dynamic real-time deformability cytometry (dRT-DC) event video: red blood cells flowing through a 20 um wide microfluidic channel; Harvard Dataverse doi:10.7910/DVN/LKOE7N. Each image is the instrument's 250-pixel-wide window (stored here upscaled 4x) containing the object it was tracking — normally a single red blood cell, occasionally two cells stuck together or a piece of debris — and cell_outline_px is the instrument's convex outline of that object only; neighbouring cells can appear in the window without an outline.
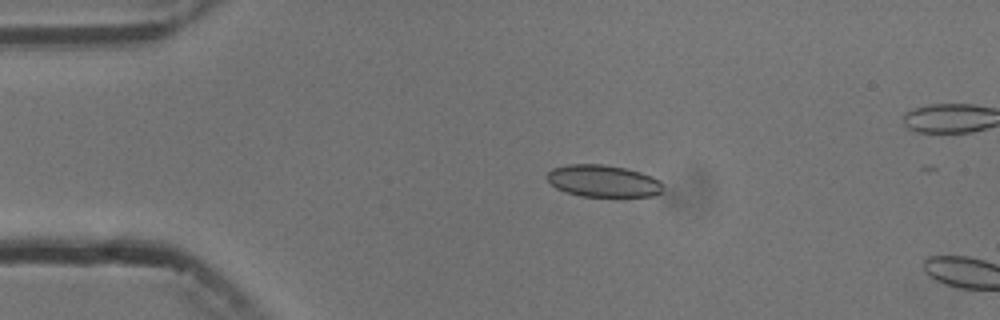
{"species": "common noctule bat (a hibernating species)", "species_latin": "Nyctalus noctula", "temperature_condition": "cold", "stored_images_in_passage": 4, "camera_frame_rate_fps": 3000, "um_per_image_px": 0.085, "animal": {"sex": "male", "body_mass_g": 13.3}, "frame": {"image": 1, "passage_image": 3, "time_ms": 3.333, "image_size_px": [1000, 320], "cell_outline_px": [[664, 188], [660, 192], [652, 196], [580, 196], [564, 192], [556, 188], [548, 180], [548, 172], [552, 168], [568, 164], [604, 164], [624, 168], [640, 172], [652, 176], [660, 180]], "centroid_in_image_um": [51.26, 15.38], "position_along_channel_um": 33.7, "area_um2": 21.62}}